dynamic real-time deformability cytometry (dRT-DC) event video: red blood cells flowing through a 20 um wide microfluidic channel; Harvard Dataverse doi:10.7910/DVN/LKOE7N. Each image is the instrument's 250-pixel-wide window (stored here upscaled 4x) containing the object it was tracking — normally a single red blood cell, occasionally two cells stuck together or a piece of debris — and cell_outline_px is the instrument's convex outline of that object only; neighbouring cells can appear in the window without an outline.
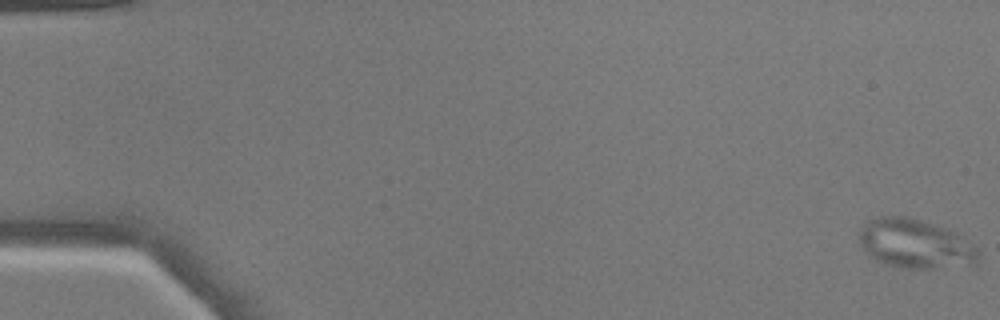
{"species": "common noctule bat (a hibernating species)", "species_latin": "Nyctalus noctula", "temperature_condition": "warm", "stored_images_in_passage": 53, "camera_frame_rate_fps": 3000, "um_per_image_px": 0.085, "animal": {"sex": "male", "body_mass_g": 17.9}, "frame": {"image": 1, "passage_image": 1, "time_ms": 0.0, "image_size_px": [1000, 320], "cell_outline_px": [[980, 252], [976, 264], [932, 268], [904, 268], [888, 264], [864, 252], [860, 248], [860, 228], [868, 220], [880, 216], [908, 216], [924, 220], [948, 228], [956, 232], [980, 248]], "centroid_in_image_um": [77.84, 20.69], "position_along_channel_um": 7.2, "area_um2": 34.45}}
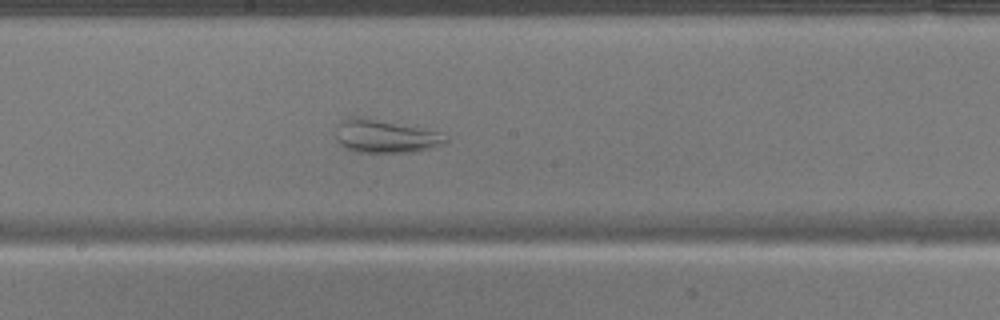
{"frame": {"image": 2, "passage_image": 29, "time_ms": 9.333, "image_size_px": [1000, 320], "cell_outline_px": [[448, 140], [444, 144], [432, 148], [412, 152], [352, 152], [344, 148], [340, 144], [336, 136], [336, 124], [340, 120], [352, 116], [360, 116], [440, 132]], "centroid_in_image_um": [32.69, 11.58], "position_along_channel_um": 215.5, "area_um2": 21.27}}
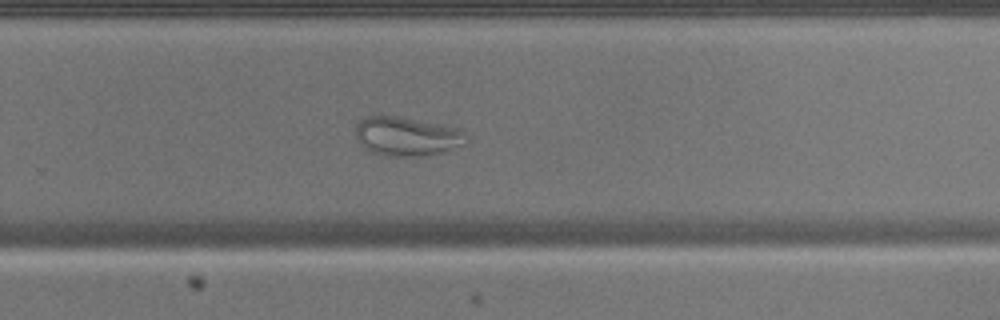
{"frame": {"image": 3, "passage_image": 35, "time_ms": 11.333, "image_size_px": [1000, 320], "cell_outline_px": [[468, 140], [464, 144], [444, 152], [420, 156], [388, 156], [372, 152], [360, 144], [356, 136], [356, 124], [364, 116], [372, 112], [380, 112], [440, 124], [456, 128], [464, 132]], "centroid_in_image_um": [34.52, 11.54], "position_along_channel_um": 295.3, "area_um2": 25.78}}